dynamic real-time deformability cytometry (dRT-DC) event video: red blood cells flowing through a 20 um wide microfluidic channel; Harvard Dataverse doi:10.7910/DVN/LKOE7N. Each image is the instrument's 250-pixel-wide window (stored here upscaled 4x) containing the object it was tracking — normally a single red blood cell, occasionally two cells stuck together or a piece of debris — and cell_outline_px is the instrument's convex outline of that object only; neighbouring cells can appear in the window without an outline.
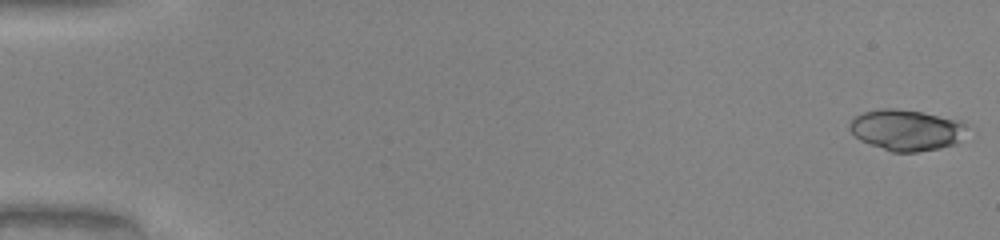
{"species": "common noctule bat (a hibernating species)", "species_latin": "Nyctalus noctula", "temperature_condition": "warm", "stored_images_in_passage": 50, "camera_frame_rate_fps": 3000, "um_per_image_px": 0.085, "animal": {"sex": "male", "body_mass_g": 20.0, "forearm_length_mm": 53.3}, "frame": {"image": 1, "passage_image": 1, "time_ms": 0.0, "image_size_px": [1000, 240], "cell_outline_px": [[964, 124], [956, 144], [940, 148], [916, 152], [892, 152], [860, 140], [848, 128], [848, 124], [856, 116], [864, 112], [880, 108], [896, 108], [924, 112], [964, 120]], "centroid_in_image_um": [77.01, 11.03], "position_along_channel_um": 8.0, "area_um2": 27.86}}
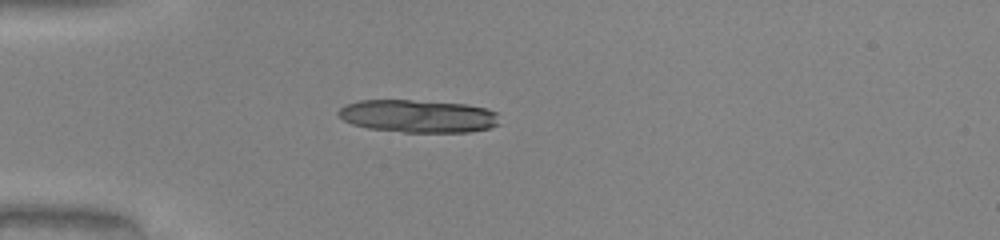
{"frame": {"image": 2, "passage_image": 15, "time_ms": 4.667, "image_size_px": [1000, 240], "cell_outline_px": [[500, 124], [488, 128], [468, 132], [404, 132], [368, 128], [352, 124], [344, 120], [336, 112], [344, 104], [360, 100], [412, 100], [464, 104], [488, 108], [496, 112]], "centroid_in_image_um": [35.53, 9.87], "position_along_channel_um": 49.5, "area_um2": 30.81}, "authors_computed_cell_mechanics": {"area_um2": 27.5706, "velocity_mm_per_s": 4.1288, "shape_relaxation_time_tau1_ms": 4.4538, "shape_relaxation_time_tau2_ms": 1.6019, "deformation_change_tau1": 0.2067, "deformation_change_tau2": 0.075}}